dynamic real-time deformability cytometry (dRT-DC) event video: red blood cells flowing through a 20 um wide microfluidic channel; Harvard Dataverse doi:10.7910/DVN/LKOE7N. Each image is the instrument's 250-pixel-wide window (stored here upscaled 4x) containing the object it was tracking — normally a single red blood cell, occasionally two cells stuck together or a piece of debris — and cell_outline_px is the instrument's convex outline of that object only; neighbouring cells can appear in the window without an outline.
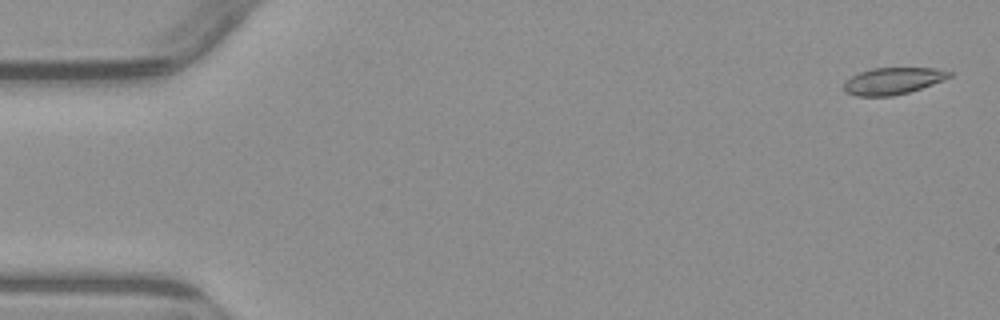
{"species": "common noctule bat (a hibernating species)", "species_latin": "Nyctalus noctula", "temperature_condition": "warm", "stored_images_in_passage": 5, "camera_frame_rate_fps": 3000, "um_per_image_px": 0.085, "animal": {"sex": "male", "body_mass_g": 23.1, "forearm_length_mm": 52.7}, "frame": {"image": 1, "passage_image": 1, "time_ms": 0.0, "image_size_px": [1000, 320], "cell_outline_px": [[952, 76], [944, 80], [908, 92], [892, 96], [856, 96], [844, 92], [844, 80], [860, 72], [872, 68], [936, 68], [952, 72]], "centroid_in_image_um": [75.87, 6.88], "position_along_channel_um": 9.1, "area_um2": 16.47}}
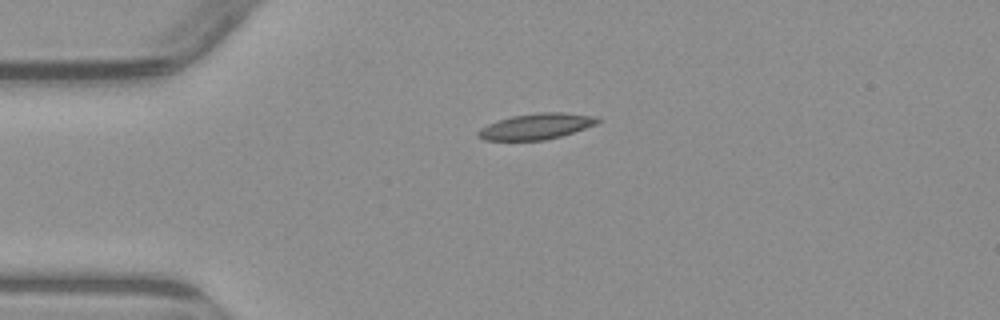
{"frame": {"image": 2, "passage_image": 4, "time_ms": 3.667, "image_size_px": [1000, 320], "cell_outline_px": [[604, 120], [596, 124], [560, 136], [544, 140], [484, 140], [476, 136], [476, 132], [480, 128], [488, 124], [512, 116], [540, 112], [564, 112], [596, 116]], "centroid_in_image_um": [45.59, 10.73], "position_along_channel_um": 39.4, "area_um2": 17.98}}